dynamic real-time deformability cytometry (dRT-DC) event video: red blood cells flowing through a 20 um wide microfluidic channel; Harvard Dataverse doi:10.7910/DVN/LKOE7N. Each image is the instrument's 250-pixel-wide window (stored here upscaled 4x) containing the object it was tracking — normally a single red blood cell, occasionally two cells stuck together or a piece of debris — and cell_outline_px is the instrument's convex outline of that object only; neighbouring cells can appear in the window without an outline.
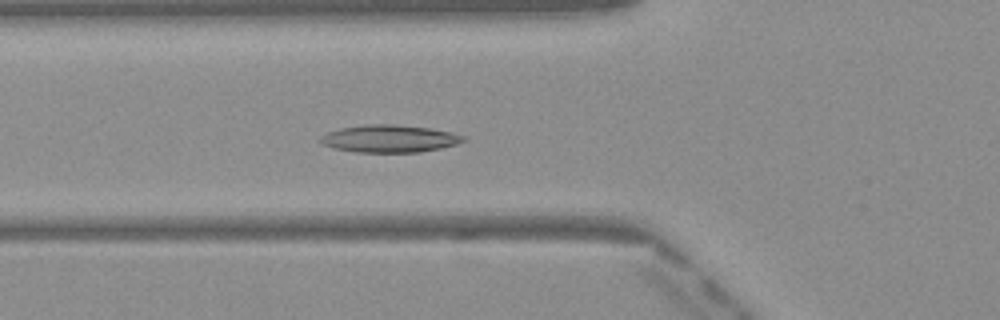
{"species": "Egyptian fruit bat (a non-hibernating species)", "species_latin": "Rousettus aegyptiacus", "temperature_condition": "warm", "stored_images_in_passage": 36, "camera_frame_rate_fps": 3000, "um_per_image_px": 0.085, "frame": {"image": 1, "passage_image": 12, "time_ms": 3.667, "image_size_px": [1000, 320], "cell_outline_px": [[468, 140], [456, 144], [440, 148], [420, 152], [356, 152], [336, 148], [324, 144], [316, 140], [320, 136], [328, 132], [340, 128], [368, 124], [392, 124], [432, 128], [452, 132], [464, 136]], "centroid_in_image_um": [33.12, 11.78], "position_along_channel_um": 92.7, "area_um2": 22.89}}
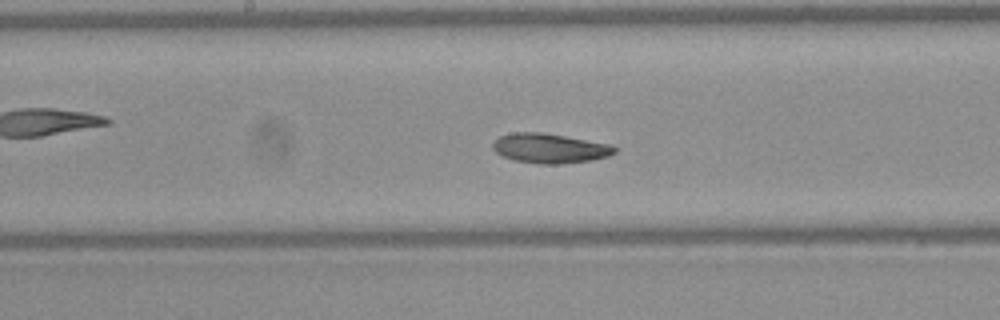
{"frame": {"image": 2, "passage_image": 20, "time_ms": 6.333, "image_size_px": [1000, 320], "cell_outline_px": [[616, 152], [608, 156], [592, 160], [560, 164], [540, 164], [516, 160], [504, 156], [496, 152], [492, 148], [492, 144], [500, 136], [512, 132], [544, 132], [612, 144], [616, 148]], "centroid_in_image_um": [46.76, 12.59], "position_along_channel_um": 201.4, "area_um2": 21.1}}
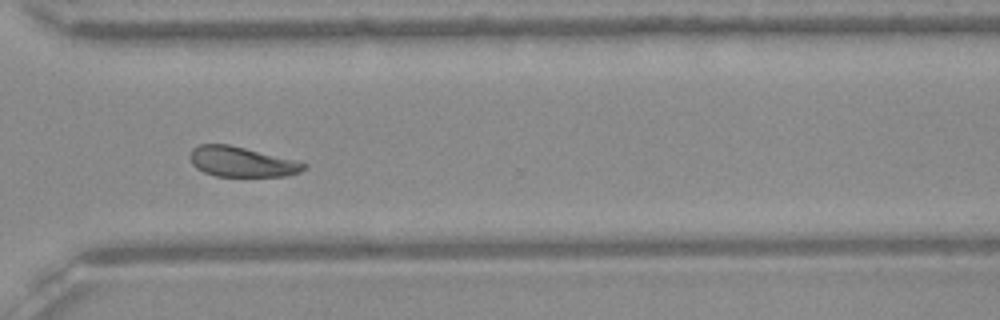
{"frame": {"image": 3, "passage_image": 31, "time_ms": 10.0, "image_size_px": [1000, 320], "cell_outline_px": [[308, 168], [300, 172], [288, 176], [216, 176], [204, 172], [196, 168], [192, 164], [188, 156], [192, 148], [200, 144], [228, 144], [296, 160], [308, 164]], "centroid_in_image_um": [20.55, 13.75], "position_along_channel_um": 350.1, "area_um2": 20.11}, "authors_computed_cell_mechanics": {"area_um2": 21.3571, "velocity_mm_per_s": 4.0533, "shape_relaxation_time_tau1_ms": 7.7707, "shape_relaxation_time_tau2_ms": 4.9074, "deformation_change_tau1": 0.1811, "deformation_change_tau2": 0.1143}}